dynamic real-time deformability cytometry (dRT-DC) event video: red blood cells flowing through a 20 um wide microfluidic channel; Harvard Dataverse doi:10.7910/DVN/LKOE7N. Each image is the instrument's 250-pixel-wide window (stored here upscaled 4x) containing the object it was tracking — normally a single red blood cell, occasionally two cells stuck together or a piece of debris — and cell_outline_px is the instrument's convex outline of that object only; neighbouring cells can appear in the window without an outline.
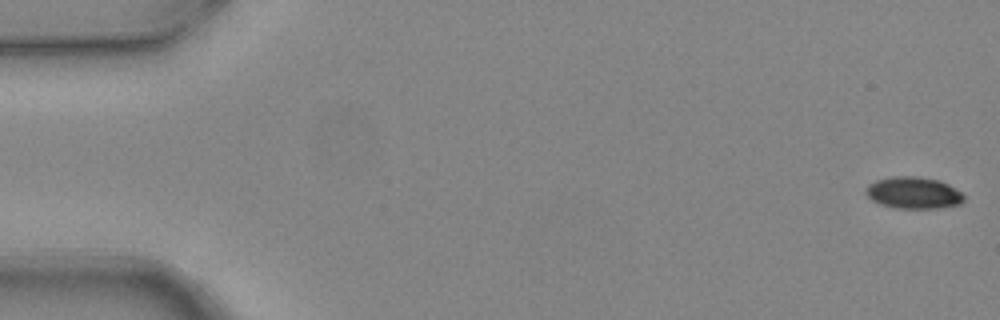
{"species": "common noctule bat (a hibernating species)", "species_latin": "Nyctalus noctula", "temperature_condition": "warm", "stored_images_in_passage": 5, "camera_frame_rate_fps": 3000, "um_per_image_px": 0.085, "animal": {"sex": "female", "body_mass_g": 24.6, "forearm_length_mm": 56.2}, "frame": {"image": 1, "passage_image": 1, "time_ms": 0.0, "image_size_px": [1000, 320], "cell_outline_px": [[964, 200], [960, 204], [940, 208], [896, 208], [880, 204], [872, 200], [864, 192], [868, 184], [876, 180], [892, 176], [916, 176], [940, 180], [948, 184], [960, 192], [964, 196]], "centroid_in_image_um": [77.63, 16.38], "position_along_channel_um": 7.4, "area_um2": 18.21}}
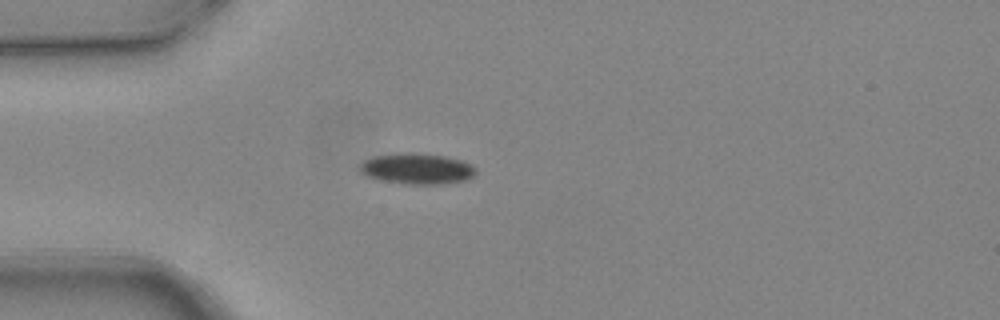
{"frame": {"image": 2, "passage_image": 5, "time_ms": 1.333, "image_size_px": [1000, 320], "cell_outline_px": [[476, 172], [468, 180], [440, 184], [408, 184], [384, 180], [368, 176], [360, 168], [360, 164], [364, 160], [376, 156], [396, 152], [408, 152], [444, 156], [460, 160], [472, 164], [476, 168]], "centroid_in_image_um": [35.49, 14.33], "position_along_channel_um": 49.5, "area_um2": 20.63}}